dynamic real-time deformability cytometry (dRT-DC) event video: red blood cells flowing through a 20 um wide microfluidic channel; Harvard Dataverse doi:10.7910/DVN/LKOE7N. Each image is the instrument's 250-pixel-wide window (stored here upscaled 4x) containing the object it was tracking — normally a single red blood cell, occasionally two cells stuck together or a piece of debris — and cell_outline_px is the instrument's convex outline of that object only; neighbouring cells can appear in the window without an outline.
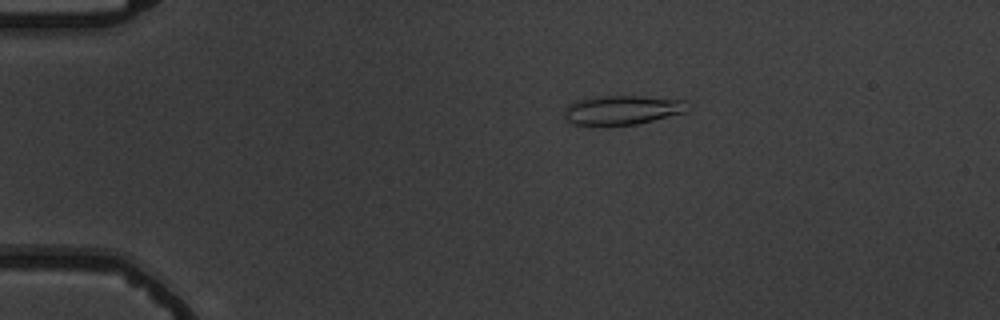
{"species": "common noctule bat (a hibernating species)", "species_latin": "Nyctalus noctula", "temperature_condition": "warm", "stored_images_in_passage": 7, "camera_frame_rate_fps": 3000, "um_per_image_px": 0.085, "animal": {"sex": "male", "body_mass_g": 19.5, "forearm_length_mm": 54.6}, "frame": {"image": 1, "passage_image": 4, "time_ms": 3.333, "image_size_px": [1000, 320], "cell_outline_px": [[688, 112], [636, 124], [572, 124], [564, 116], [564, 108], [572, 100], [592, 96], [640, 96], [688, 100]], "centroid_in_image_um": [52.9, 9.32], "position_along_channel_um": 32.1, "area_um2": 21.15}}
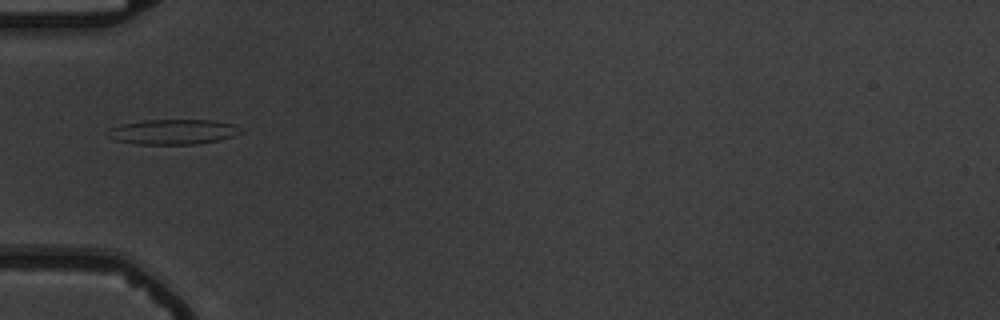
{"frame": {"image": 2, "passage_image": 6, "time_ms": 6.0, "image_size_px": [1000, 320], "cell_outline_px": [[244, 132], [220, 140], [196, 144], [136, 144], [116, 140], [108, 136], [104, 132], [120, 124], [144, 120], [216, 120], [236, 124]], "centroid_in_image_um": [14.74, 11.2], "position_along_channel_um": 70.3, "area_um2": 19.59}}